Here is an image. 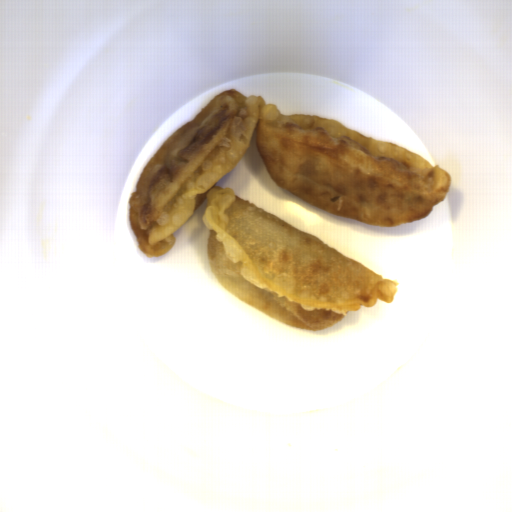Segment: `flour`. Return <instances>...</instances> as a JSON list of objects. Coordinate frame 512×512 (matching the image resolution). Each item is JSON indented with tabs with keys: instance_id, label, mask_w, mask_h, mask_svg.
Segmentation results:
<instances>
[{
	"instance_id": "flour-1",
	"label": "flour",
	"mask_w": 512,
	"mask_h": 512,
	"mask_svg": "<svg viewBox=\"0 0 512 512\" xmlns=\"http://www.w3.org/2000/svg\"><path fill=\"white\" fill-rule=\"evenodd\" d=\"M276 184L319 209L376 227L426 218L451 176L393 142L365 137L334 118L281 112L235 89L213 97L143 167L129 199V225L144 255L163 256L207 198L206 254L219 283L292 328L320 331L350 312L392 304L383 278L315 236L216 186L251 144Z\"/></svg>"
}]
</instances>
